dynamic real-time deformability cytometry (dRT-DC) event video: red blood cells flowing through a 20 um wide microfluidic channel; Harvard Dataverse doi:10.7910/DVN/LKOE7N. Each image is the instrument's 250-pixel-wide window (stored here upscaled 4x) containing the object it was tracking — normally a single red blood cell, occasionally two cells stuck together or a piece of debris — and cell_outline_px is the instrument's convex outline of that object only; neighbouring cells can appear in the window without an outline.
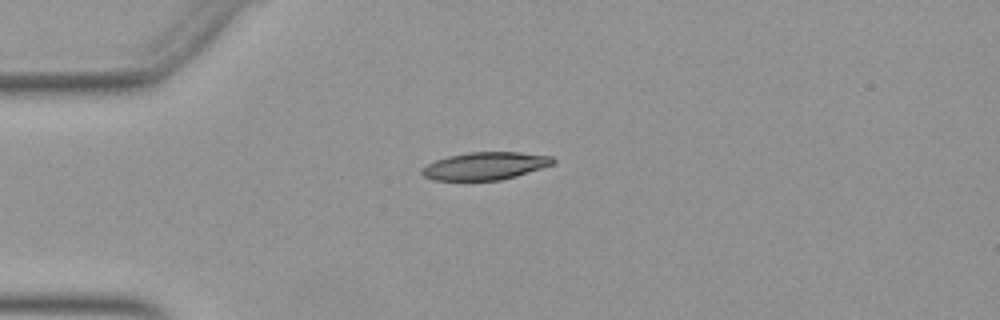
{"species": "Egyptian fruit bat (a non-hibernating species)", "species_latin": "Rousettus aegyptiacus", "temperature_condition": "warm", "stored_images_in_passage": 8, "camera_frame_rate_fps": 3000, "um_per_image_px": 0.085, "animal": {"sex": "female"}, "frame": {"image": 1, "passage_image": 2, "time_ms": 0.333, "image_size_px": [1000, 320], "cell_outline_px": [[556, 164], [516, 176], [500, 180], [432, 180], [424, 176], [420, 172], [428, 164], [436, 160], [448, 156], [468, 152], [516, 152], [552, 156], [556, 160]], "centroid_in_image_um": [41.28, 14.1], "position_along_channel_um": 43.7, "area_um2": 21.1}}
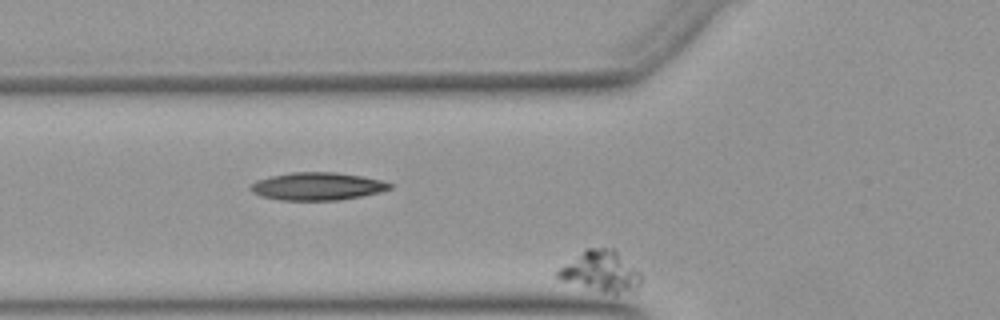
{"frame": {"image": 2, "passage_image": 8, "time_ms": 2.333, "image_size_px": [1000, 320], "cell_outline_px": [[640, 284], [636, 288], [616, 292], [604, 292], [560, 280], [552, 276], [560, 268], [588, 248], [612, 248], [640, 272]], "centroid_in_image_um": [51.03, 23.05], "position_along_channel_um": 74.8, "area_um2": 18.96}}